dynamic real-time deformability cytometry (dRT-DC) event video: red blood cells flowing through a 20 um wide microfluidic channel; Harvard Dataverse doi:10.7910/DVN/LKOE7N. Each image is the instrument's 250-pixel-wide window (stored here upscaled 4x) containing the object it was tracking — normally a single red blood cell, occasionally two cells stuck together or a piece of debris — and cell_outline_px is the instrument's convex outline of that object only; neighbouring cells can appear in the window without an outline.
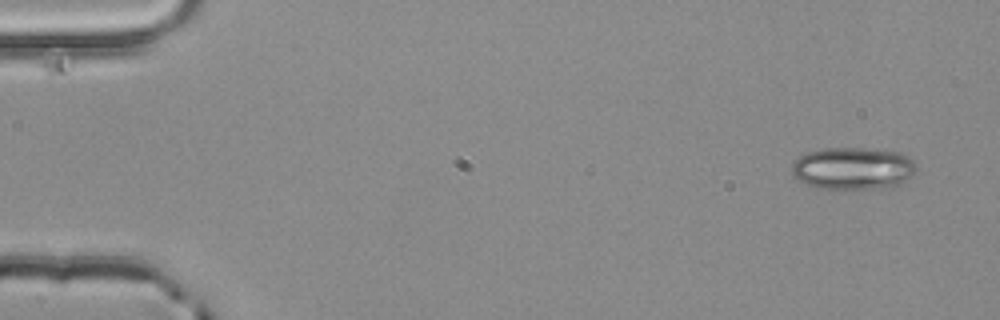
{"species": "common noctule bat (a hibernating species)", "species_latin": "Nyctalus noctula", "temperature_condition": "room temperature", "stored_images_in_passage": 4, "segment_of_instrument_passage": [1, 2], "camera_frame_rate_fps": 3000, "um_per_image_px": 0.085, "animal": {"sex": "male", "body_mass_g": 20.4}, "frame": {"image": 1, "passage_image": 1, "time_ms": 0.0, "image_size_px": [1000, 320], "cell_outline_px": [[916, 168], [900, 184], [892, 188], [820, 188], [804, 184], [796, 180], [792, 176], [792, 164], [800, 156], [808, 152], [824, 148], [864, 148], [900, 152], [908, 156], [916, 164]], "centroid_in_image_um": [72.47, 14.31], "position_along_channel_um": 12.5, "area_um2": 30.63}}